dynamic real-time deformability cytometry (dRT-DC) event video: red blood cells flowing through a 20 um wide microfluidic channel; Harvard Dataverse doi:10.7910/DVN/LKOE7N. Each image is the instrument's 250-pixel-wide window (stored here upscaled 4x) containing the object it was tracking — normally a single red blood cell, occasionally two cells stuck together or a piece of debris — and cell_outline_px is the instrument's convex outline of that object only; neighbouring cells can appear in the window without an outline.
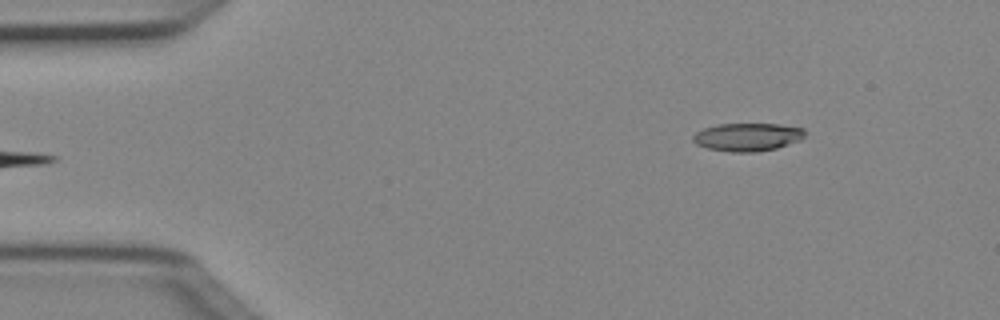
{"species": "Egyptian fruit bat (a non-hibernating species)", "species_latin": "Rousettus aegyptiacus", "temperature_condition": "cold", "stored_images_in_passage": 5, "segment_of_instrument_passage": [2, 2], "camera_frame_rate_fps": 3000, "um_per_image_px": 0.085, "animal": {"sex": "female"}, "frame": {"image": 1, "passage_image": 5, "time_ms": 1.333, "image_size_px": [1000, 320], "cell_outline_px": [[804, 136], [800, 140], [776, 148], [756, 152], [732, 152], [708, 148], [696, 144], [692, 140], [692, 136], [696, 132], [704, 128], [716, 124], [780, 124], [804, 128]], "centroid_in_image_um": [63.52, 11.64], "position_along_channel_um": 21.5, "area_um2": 18.26}}